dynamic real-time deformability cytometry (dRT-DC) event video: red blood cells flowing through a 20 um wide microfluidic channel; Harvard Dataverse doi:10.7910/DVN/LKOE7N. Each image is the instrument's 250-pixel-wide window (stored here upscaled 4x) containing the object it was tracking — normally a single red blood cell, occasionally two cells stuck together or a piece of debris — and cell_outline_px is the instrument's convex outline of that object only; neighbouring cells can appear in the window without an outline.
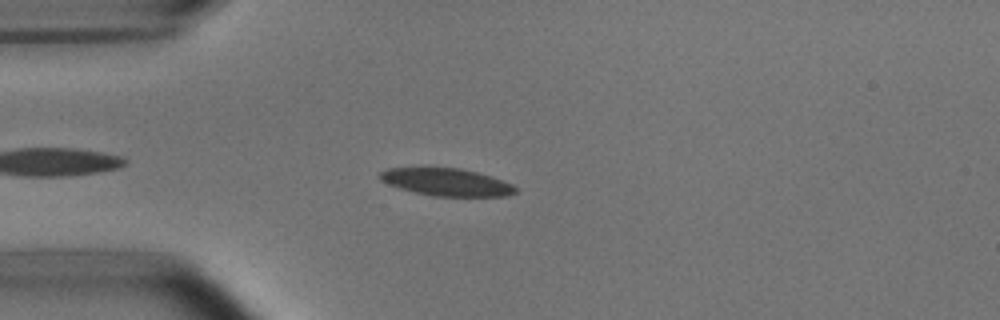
{"species": "common noctule bat (a hibernating species)", "species_latin": "Nyctalus noctula", "temperature_condition": "room temperature", "stored_images_in_passage": 4, "camera_frame_rate_fps": 3000, "um_per_image_px": 0.085, "animal": {"sex": "male", "body_mass_g": 15.6}, "frame": {"image": 1, "passage_image": 3, "time_ms": 3.333, "image_size_px": [1000, 320], "cell_outline_px": [[516, 192], [504, 196], [432, 196], [400, 188], [388, 184], [380, 180], [376, 176], [380, 172], [388, 168], [424, 164], [460, 168], [476, 172], [512, 184], [516, 188]], "centroid_in_image_um": [37.81, 15.42], "position_along_channel_um": 47.2, "area_um2": 22.43}}